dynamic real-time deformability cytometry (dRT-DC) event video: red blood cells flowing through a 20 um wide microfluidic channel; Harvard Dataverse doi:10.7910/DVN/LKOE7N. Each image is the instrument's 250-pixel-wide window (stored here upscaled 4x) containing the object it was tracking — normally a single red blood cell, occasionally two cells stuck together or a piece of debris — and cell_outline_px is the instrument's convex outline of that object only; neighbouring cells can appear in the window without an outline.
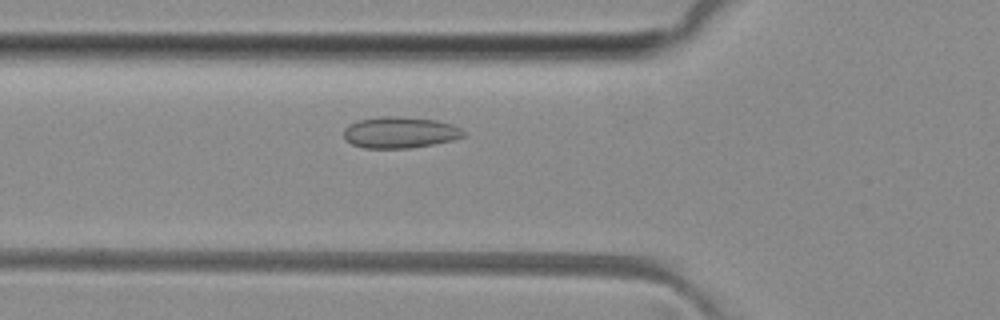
{"species": "common noctule bat (a hibernating species)", "species_latin": "Nyctalus noctula", "temperature_condition": "room temperature", "stored_images_in_passage": 48, "camera_frame_rate_fps": 3000, "um_per_image_px": 0.085, "animal": {"sex": "female", "body_mass_g": 29.2, "forearm_length_mm": 56.3}, "frame": {"image": 1, "passage_image": 15, "time_ms": 4.667, "image_size_px": [1000, 320], "cell_outline_px": [[464, 136], [452, 140], [412, 148], [364, 148], [352, 144], [344, 136], [344, 128], [348, 124], [356, 120], [380, 116], [400, 116], [436, 120], [452, 124], [460, 128], [464, 132]], "centroid_in_image_um": [33.97, 11.24], "position_along_channel_um": 91.8, "area_um2": 21.91}}
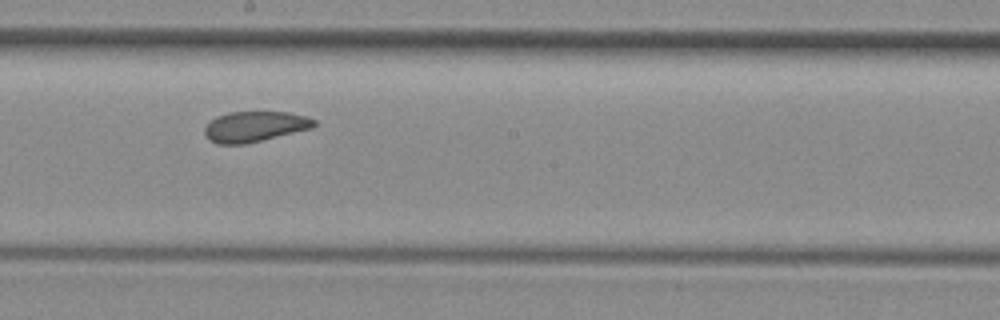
{"frame": {"image": 2, "passage_image": 25, "time_ms": 8.0, "image_size_px": [1000, 320], "cell_outline_px": [[316, 124], [312, 128], [244, 144], [216, 144], [208, 140], [204, 136], [204, 128], [216, 116], [228, 112], [288, 112], [308, 116], [316, 120]], "centroid_in_image_um": [21.63, 10.75], "position_along_channel_um": 226.6, "area_um2": 19.48}}
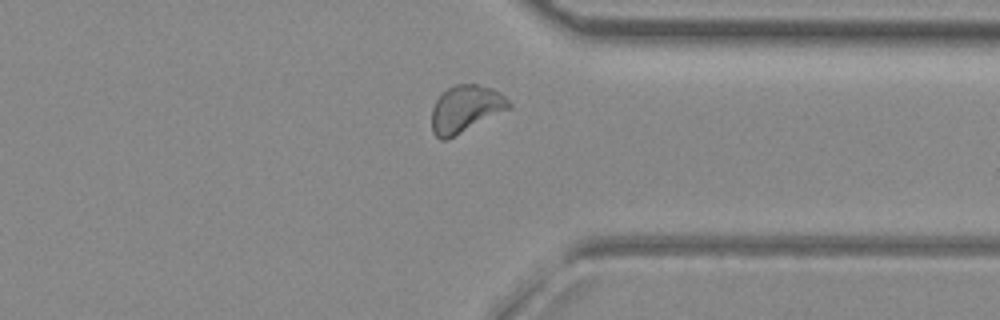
{"frame": {"image": 3, "passage_image": 36, "time_ms": 11.667, "image_size_px": [1000, 320], "cell_outline_px": [[512, 108], [448, 140], [440, 140], [432, 132], [432, 108], [436, 100], [448, 88], [456, 84], [476, 84], [492, 88], [500, 92], [512, 104]], "centroid_in_image_um": [39.59, 9.28], "position_along_channel_um": 371.8, "area_um2": 21.39}, "authors_computed_cell_mechanics": {"area_um2": 21.097, "velocity_mm_per_s": 4.0394, "shape_relaxation_time_tau1_ms": null, "shape_relaxation_time_tau2_ms": 3.8276, "deformation_change_tau1": null, "deformation_change_tau2": 0.0815}}